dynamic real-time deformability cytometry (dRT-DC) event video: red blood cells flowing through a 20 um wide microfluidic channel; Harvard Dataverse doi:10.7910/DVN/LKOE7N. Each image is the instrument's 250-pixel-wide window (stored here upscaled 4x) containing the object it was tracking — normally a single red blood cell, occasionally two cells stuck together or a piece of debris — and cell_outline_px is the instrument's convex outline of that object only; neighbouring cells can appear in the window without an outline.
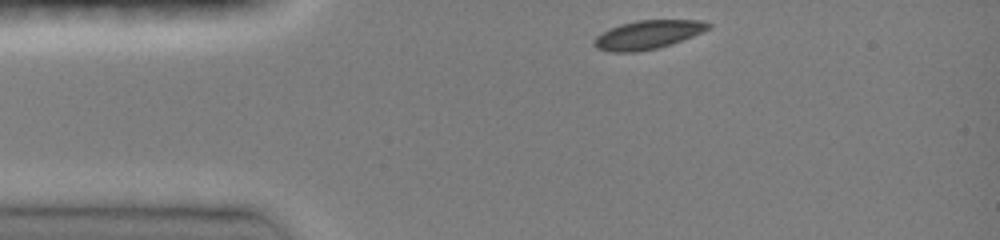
{"species": "common noctule bat (a hibernating species)", "species_latin": "Nyctalus noctula", "temperature_condition": "room temperature", "stored_images_in_passage": 34, "camera_frame_rate_fps": 3000, "um_per_image_px": 0.085, "animal": {"sex": "female", "body_mass_g": 19.0, "forearm_length_mm": 51.5}, "frame": {"image": 1, "passage_image": 1, "time_ms": 0.0, "image_size_px": [1000, 240], "cell_outline_px": [[712, 24], [708, 28], [692, 36], [672, 44], [656, 48], [636, 52], [608, 52], [596, 48], [592, 44], [592, 40], [596, 36], [620, 24], [636, 20], [700, 20]], "centroid_in_image_um": [55.01, 2.96], "position_along_channel_um": 30.0, "area_um2": 18.96}}
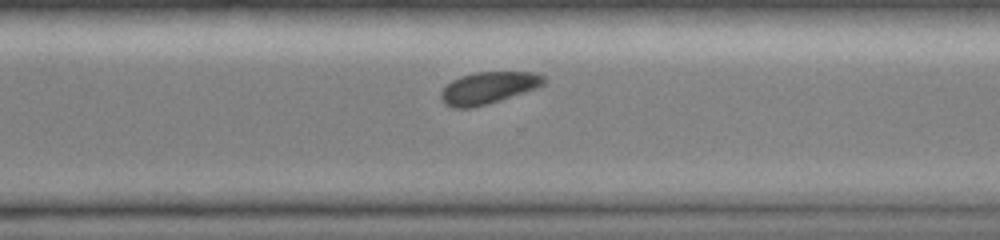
{"frame": {"image": 2, "passage_image": 26, "time_ms": 8.333, "image_size_px": [1000, 240], "cell_outline_px": [[544, 84], [540, 88], [484, 104], [468, 108], [452, 108], [444, 104], [440, 100], [440, 92], [452, 80], [460, 76], [476, 72], [532, 72], [544, 76]], "centroid_in_image_um": [41.49, 7.46], "position_along_channel_um": 329.1, "area_um2": 19.07}}
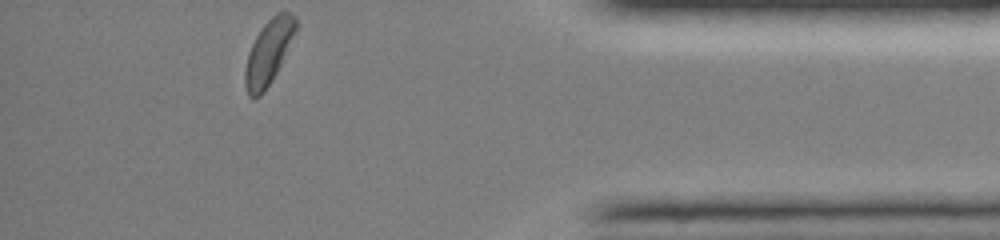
{"frame": {"image": 3, "passage_image": 34, "time_ms": 11.0, "image_size_px": [1000, 240], "cell_outline_px": [[296, 32], [276, 72], [264, 92], [260, 96], [252, 100], [248, 96], [244, 84], [244, 68], [248, 52], [256, 36], [264, 24], [276, 12], [288, 12], [296, 16]], "centroid_in_image_um": [22.79, 4.46], "position_along_channel_um": 412.4, "area_um2": 19.02}, "authors_computed_cell_mechanics": {"area_um2": 19.8543, "velocity_mm_per_s": 4.0639, "shape_relaxation_time_tau1_ms": 2.2565, "shape_relaxation_time_tau2_ms": null, "deformation_change_tau1": 0.0873, "deformation_change_tau2": null}}